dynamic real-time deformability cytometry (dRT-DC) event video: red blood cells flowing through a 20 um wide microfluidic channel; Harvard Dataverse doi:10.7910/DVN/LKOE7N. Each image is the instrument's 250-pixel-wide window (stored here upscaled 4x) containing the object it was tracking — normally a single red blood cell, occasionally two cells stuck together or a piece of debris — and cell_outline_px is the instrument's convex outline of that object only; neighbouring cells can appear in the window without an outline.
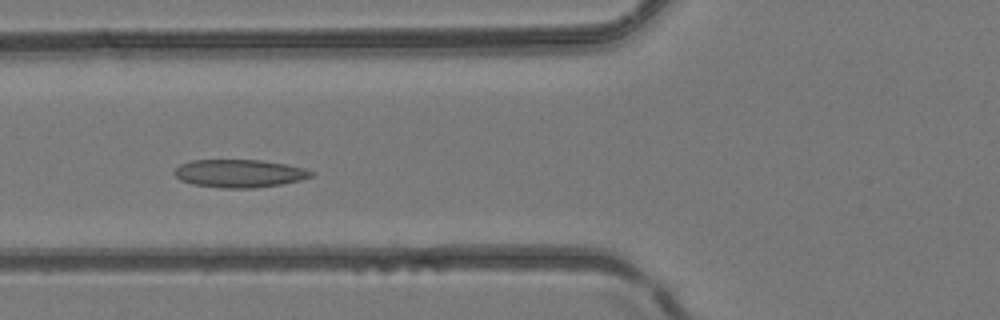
{"species": "common noctule bat (a hibernating species)", "species_latin": "Nyctalus noctula", "temperature_condition": "room temperature", "stored_images_in_passage": 4, "camera_frame_rate_fps": 3000, "um_per_image_px": 0.085, "animal": {"sex": "female", "body_mass_g": 24.6, "forearm_length_mm": 56.2}, "frame": {"image": 1, "passage_image": 4, "time_ms": 1.0, "image_size_px": [1000, 320], "cell_outline_px": [[316, 172], [312, 176], [300, 180], [280, 184], [252, 188], [220, 188], [192, 184], [180, 180], [172, 172], [180, 164], [192, 160], [260, 160], [284, 164], [304, 168]], "centroid_in_image_um": [20.32, 14.74], "position_along_channel_um": 105.5, "area_um2": 22.25}}